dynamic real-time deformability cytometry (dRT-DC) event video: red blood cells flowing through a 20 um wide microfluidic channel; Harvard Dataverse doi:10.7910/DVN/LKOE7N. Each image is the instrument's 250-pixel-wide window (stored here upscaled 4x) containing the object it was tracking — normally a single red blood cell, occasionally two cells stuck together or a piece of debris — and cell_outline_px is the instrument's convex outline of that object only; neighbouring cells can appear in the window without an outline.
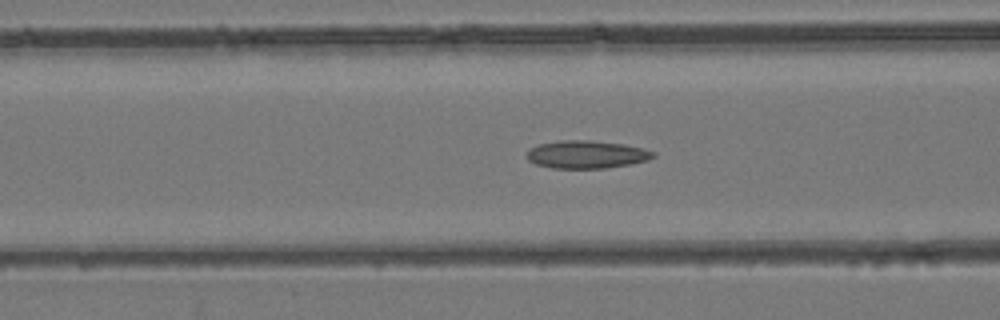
{"species": "common noctule bat (a hibernating species)", "species_latin": "Nyctalus noctula", "temperature_condition": "room temperature", "stored_images_in_passage": 49, "camera_frame_rate_fps": 3000, "um_per_image_px": 0.085, "animal": {"sex": "female", "body_mass_g": 24.6, "forearm_length_mm": 56.2}, "frame": {"image": 1, "passage_image": 20, "time_ms": 6.333, "image_size_px": [1000, 320], "cell_outline_px": [[656, 156], [648, 160], [632, 164], [604, 168], [552, 168], [536, 164], [528, 160], [524, 156], [528, 148], [540, 144], [560, 140], [592, 140], [624, 144], [644, 148], [656, 152]], "centroid_in_image_um": [49.85, 13.12], "position_along_channel_um": 116.7, "area_um2": 20.81}}
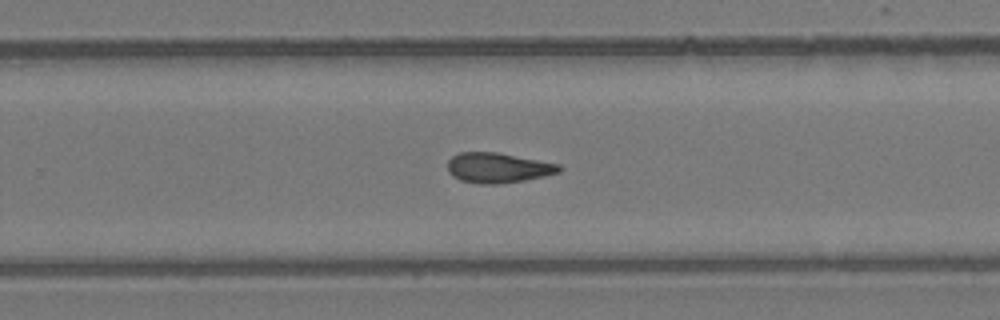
{"frame": {"image": 2, "passage_image": 32, "time_ms": 10.333, "image_size_px": [1000, 320], "cell_outline_px": [[564, 168], [560, 172], [544, 176], [524, 180], [496, 184], [480, 184], [460, 180], [452, 176], [448, 172], [448, 160], [452, 156], [460, 152], [496, 152], [560, 164]], "centroid_in_image_um": [42.33, 14.26], "position_along_channel_um": 287.5, "area_um2": 19.59}}
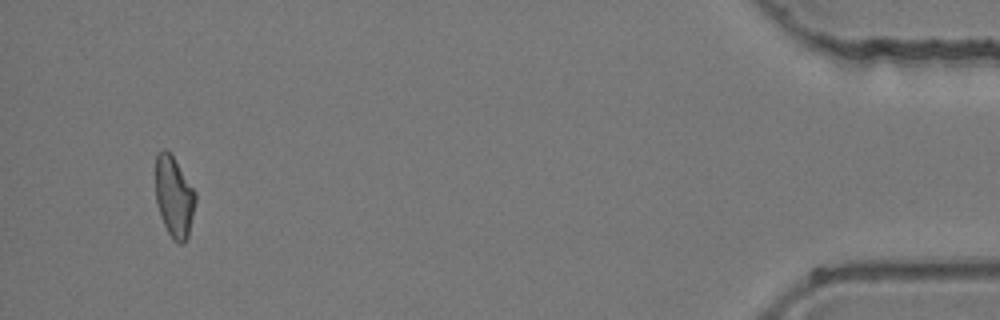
{"frame": {"image": 3, "passage_image": 47, "time_ms": 15.333, "image_size_px": [1000, 320], "cell_outline_px": [[196, 200], [188, 236], [180, 244], [172, 240], [160, 216], [156, 204], [156, 152], [164, 148], [172, 156], [196, 192]], "centroid_in_image_um": [14.78, 16.73], "position_along_channel_um": 420.4, "area_um2": 18.67}}